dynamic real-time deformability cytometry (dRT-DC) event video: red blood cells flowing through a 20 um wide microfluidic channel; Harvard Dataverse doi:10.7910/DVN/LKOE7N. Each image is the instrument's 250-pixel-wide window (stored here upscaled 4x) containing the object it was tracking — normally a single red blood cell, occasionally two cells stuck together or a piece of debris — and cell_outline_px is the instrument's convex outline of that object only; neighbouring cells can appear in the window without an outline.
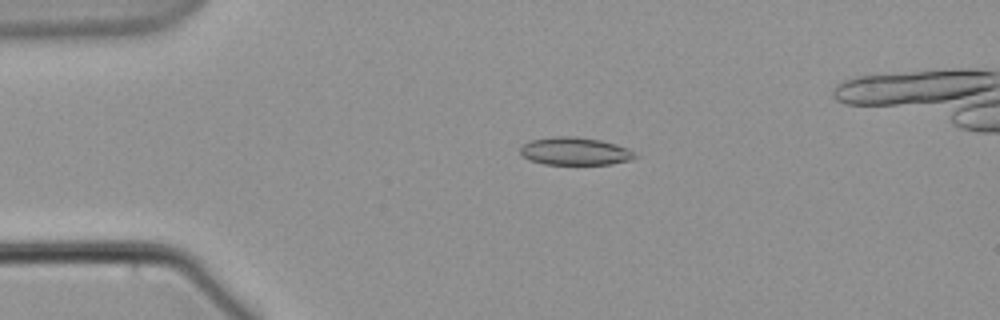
{"species": "common noctule bat (a hibernating species)", "species_latin": "Nyctalus noctula", "temperature_condition": "warm", "stored_images_in_passage": 54, "camera_frame_rate_fps": 3000, "um_per_image_px": 0.085, "animal": {"sex": "male", "body_mass_g": 21.5, "forearm_length_mm": 52.0}, "frame": {"image": 1, "passage_image": 13, "time_ms": 4.0, "image_size_px": [1000, 320], "cell_outline_px": [[640, 156], [632, 160], [612, 164], [544, 164], [528, 160], [520, 156], [520, 148], [524, 144], [532, 140], [552, 136], [576, 136], [600, 140], [616, 144], [628, 148]], "centroid_in_image_um": [48.89, 12.86], "position_along_channel_um": 36.1, "area_um2": 18.84}}
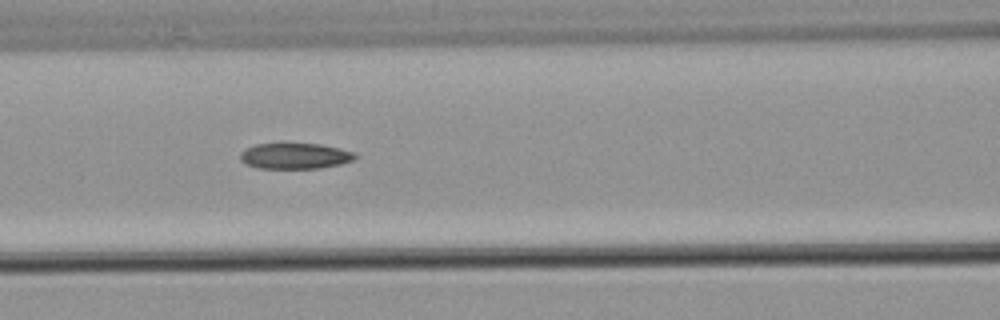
{"frame": {"image": 2, "passage_image": 25, "time_ms": 8.0, "image_size_px": [1000, 320], "cell_outline_px": [[356, 156], [352, 160], [340, 164], [320, 168], [256, 168], [244, 164], [240, 160], [240, 152], [256, 144], [284, 140], [320, 144], [340, 148], [356, 152]], "centroid_in_image_um": [25.03, 13.2], "position_along_channel_um": 141.6, "area_um2": 18.15}}
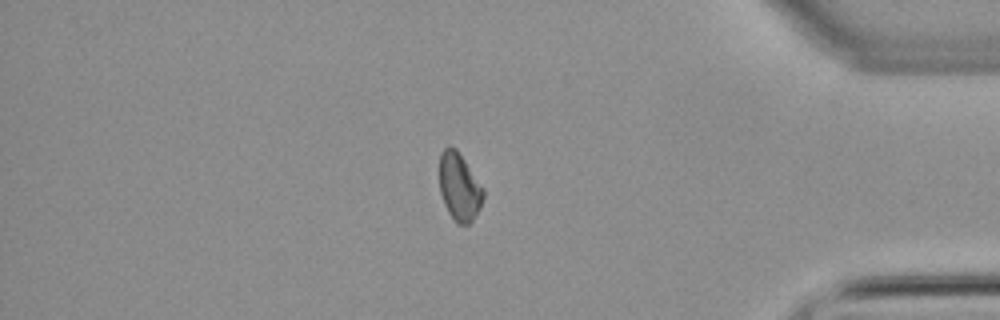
{"frame": {"image": 3, "passage_image": 49, "time_ms": 16.0, "image_size_px": [1000, 320], "cell_outline_px": [[484, 196], [480, 208], [472, 220], [468, 224], [456, 224], [448, 212], [444, 204], [440, 192], [440, 152], [448, 144], [456, 148], [484, 188]], "centroid_in_image_um": [39.04, 15.87], "position_along_channel_um": 396.2, "area_um2": 17.4}}